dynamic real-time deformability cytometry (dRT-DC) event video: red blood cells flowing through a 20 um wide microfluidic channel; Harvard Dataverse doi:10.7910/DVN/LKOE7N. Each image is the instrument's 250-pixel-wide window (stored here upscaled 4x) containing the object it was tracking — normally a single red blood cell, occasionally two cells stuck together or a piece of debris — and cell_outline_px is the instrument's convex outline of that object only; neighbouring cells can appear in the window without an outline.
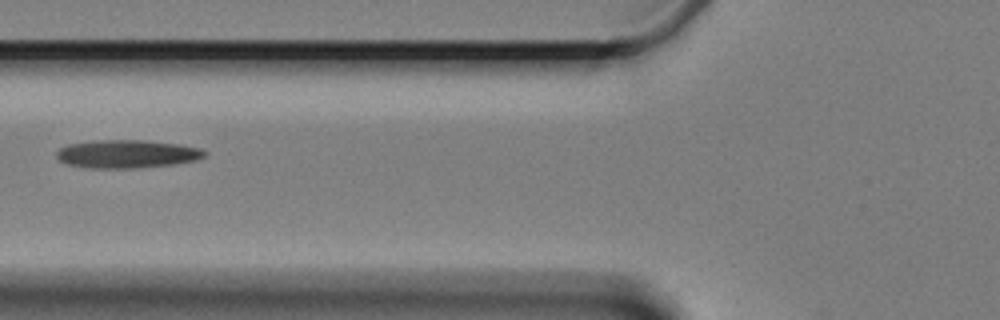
{"species": "Egyptian fruit bat (a non-hibernating species)", "species_latin": "Rousettus aegyptiacus", "temperature_condition": "cold", "stored_images_in_passage": 7, "camera_frame_rate_fps": 3000, "um_per_image_px": 0.085, "animal": {"sex": "female"}, "frame": {"image": 1, "passage_image": 6, "time_ms": 6.0, "image_size_px": [1000, 320], "cell_outline_px": [[208, 152], [204, 156], [196, 160], [172, 164], [132, 168], [92, 168], [68, 164], [60, 160], [56, 156], [56, 152], [60, 148], [68, 144], [100, 140], [144, 140], [180, 144], [200, 148]], "centroid_in_image_um": [10.8, 13.08], "position_along_channel_um": 115.0, "area_um2": 24.1}}
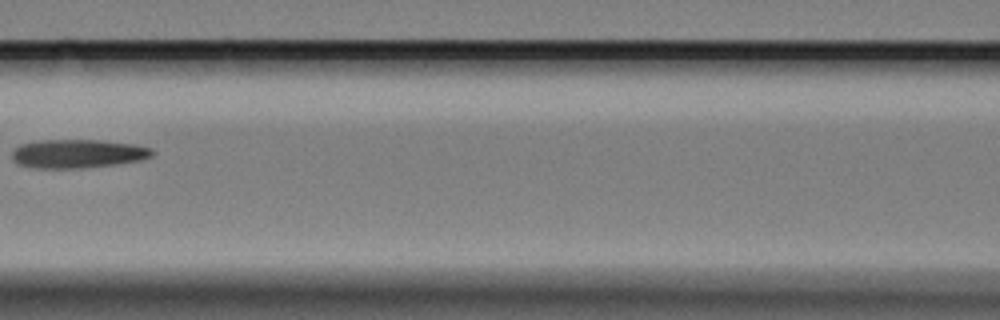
{"frame": {"image": 2, "passage_image": 7, "time_ms": 7.333, "image_size_px": [1000, 320], "cell_outline_px": [[156, 152], [152, 156], [140, 160], [112, 164], [80, 168], [36, 168], [16, 164], [12, 160], [12, 152], [20, 144], [36, 140], [96, 140], [132, 144], [152, 148]], "centroid_in_image_um": [6.56, 13.06], "position_along_channel_um": 160.0, "area_um2": 23.35}}